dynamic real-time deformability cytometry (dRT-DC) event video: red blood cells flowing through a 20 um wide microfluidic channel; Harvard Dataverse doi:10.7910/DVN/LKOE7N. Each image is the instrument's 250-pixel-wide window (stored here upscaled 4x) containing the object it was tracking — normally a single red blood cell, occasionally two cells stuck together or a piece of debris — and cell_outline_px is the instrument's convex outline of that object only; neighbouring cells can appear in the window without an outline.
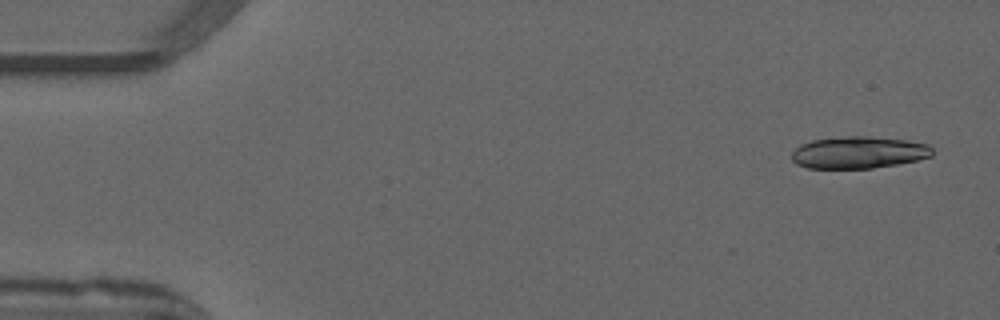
{"species": "common noctule bat (a hibernating species)", "species_latin": "Nyctalus noctula", "temperature_condition": "warm", "stored_images_in_passage": 51, "segment_of_instrument_passage": [1, 2], "camera_frame_rate_fps": 3000, "um_per_image_px": 0.085, "animal": {"sex": "male", "forearm_length_mm": 52.5}, "frame": {"image": 1, "passage_image": 2, "time_ms": 0.333, "image_size_px": [1000, 320], "cell_outline_px": [[932, 156], [916, 160], [896, 164], [872, 168], [808, 168], [796, 164], [792, 160], [792, 152], [800, 144], [812, 140], [848, 136], [868, 136], [904, 140], [928, 144], [932, 148]], "centroid_in_image_um": [72.96, 12.96], "position_along_channel_um": 12.0, "area_um2": 26.07}}